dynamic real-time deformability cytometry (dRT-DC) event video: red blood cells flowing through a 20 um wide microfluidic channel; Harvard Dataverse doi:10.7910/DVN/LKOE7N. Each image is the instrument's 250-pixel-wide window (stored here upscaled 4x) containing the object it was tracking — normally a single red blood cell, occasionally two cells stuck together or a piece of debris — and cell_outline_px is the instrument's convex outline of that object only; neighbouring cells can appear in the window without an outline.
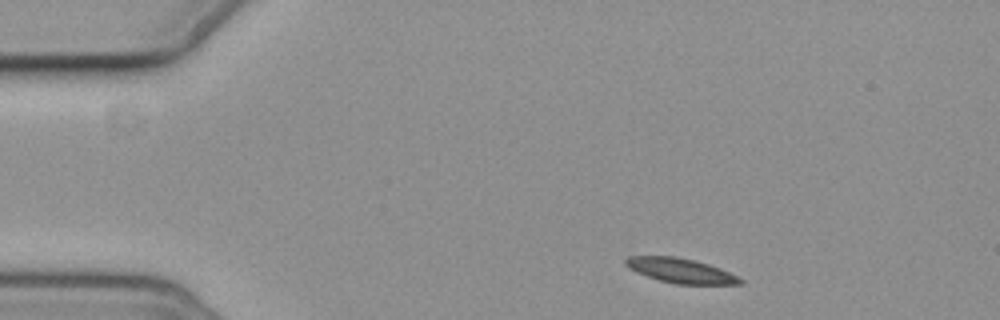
{"species": "common noctule bat (a hibernating species)", "species_latin": "Nyctalus noctula", "temperature_condition": "cold", "stored_images_in_passage": 3, "camera_frame_rate_fps": 3000, "um_per_image_px": 0.085, "animal": {"sex": "female", "body_mass_g": 19.3, "forearm_length_mm": 54.1}, "frame": {"image": 1, "passage_image": 1, "time_ms": 0.0, "image_size_px": [1000, 320], "cell_outline_px": [[744, 284], [676, 284], [660, 280], [636, 272], [628, 268], [624, 264], [624, 260], [628, 256], [676, 256], [696, 260], [720, 268], [744, 280]], "centroid_in_image_um": [57.84, 22.99], "position_along_channel_um": 27.2, "area_um2": 16.47}}